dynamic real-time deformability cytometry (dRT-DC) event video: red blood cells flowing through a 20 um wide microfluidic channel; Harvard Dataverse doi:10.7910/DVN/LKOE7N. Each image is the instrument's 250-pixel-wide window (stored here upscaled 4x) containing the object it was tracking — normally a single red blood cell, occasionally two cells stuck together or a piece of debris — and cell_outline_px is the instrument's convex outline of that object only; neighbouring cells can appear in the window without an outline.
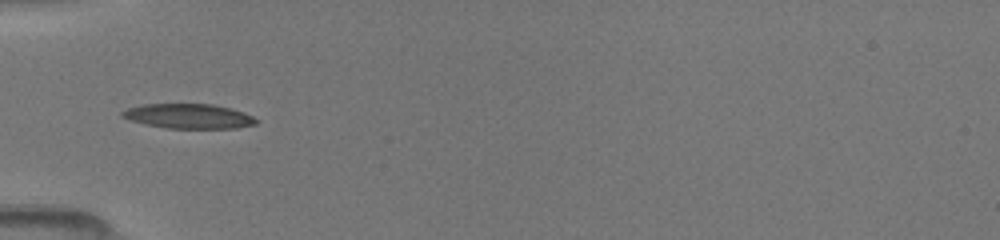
{"species": "common noctule bat (a hibernating species)", "species_latin": "Nyctalus noctula", "temperature_condition": "room temperature", "stored_images_in_passage": 10, "camera_frame_rate_fps": 3000, "um_per_image_px": 0.085, "animal": {"sex": "female", "body_mass_g": 19.5, "forearm_length_mm": 54.1}, "frame": {"image": 1, "passage_image": 9, "time_ms": 5.667, "image_size_px": [1000, 240], "cell_outline_px": [[260, 120], [256, 124], [236, 128], [168, 128], [148, 124], [132, 120], [120, 116], [120, 112], [128, 108], [144, 104], [212, 104], [232, 108], [244, 112]], "centroid_in_image_um": [16.09, 9.87], "position_along_channel_um": 68.9, "area_um2": 19.19}}